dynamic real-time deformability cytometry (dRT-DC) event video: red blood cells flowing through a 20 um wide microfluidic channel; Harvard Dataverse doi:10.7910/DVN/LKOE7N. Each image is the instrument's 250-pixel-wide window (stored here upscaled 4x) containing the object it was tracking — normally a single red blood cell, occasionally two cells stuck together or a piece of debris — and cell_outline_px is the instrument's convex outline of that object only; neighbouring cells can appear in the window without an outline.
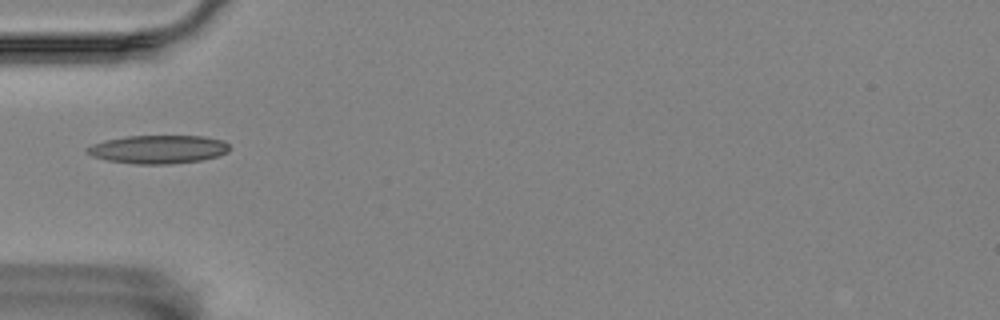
{"species": "Egyptian fruit bat (a non-hibernating species)", "species_latin": "Rousettus aegyptiacus", "temperature_condition": "room temperature", "stored_images_in_passage": 37, "camera_frame_rate_fps": 3000, "um_per_image_px": 0.085, "animal": {"sex": "female"}, "frame": {"image": 1, "passage_image": 1, "time_ms": 0.0, "image_size_px": [1000, 320], "cell_outline_px": [[228, 152], [220, 156], [200, 160], [168, 164], [136, 164], [108, 160], [92, 156], [84, 152], [84, 148], [92, 144], [104, 140], [128, 136], [204, 136], [224, 140], [228, 144]], "centroid_in_image_um": [13.43, 12.69], "position_along_channel_um": 71.6, "area_um2": 23.64}}